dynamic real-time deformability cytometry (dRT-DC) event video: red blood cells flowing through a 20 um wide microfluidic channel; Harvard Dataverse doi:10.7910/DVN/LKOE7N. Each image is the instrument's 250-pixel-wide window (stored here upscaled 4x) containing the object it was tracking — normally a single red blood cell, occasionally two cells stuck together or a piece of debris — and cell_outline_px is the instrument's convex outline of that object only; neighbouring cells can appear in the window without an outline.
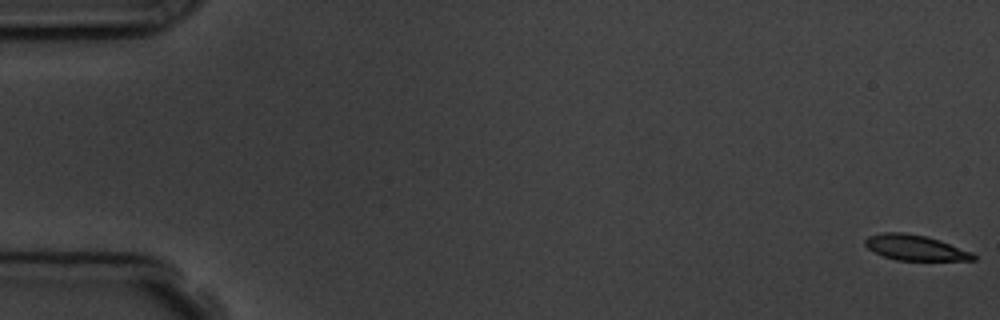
{"species": "common noctule bat (a hibernating species)", "species_latin": "Nyctalus noctula", "temperature_condition": "room temperature", "stored_images_in_passage": 5, "camera_frame_rate_fps": 3000, "um_per_image_px": 0.085, "animal": {"sex": "male", "body_mass_g": 19.5, "forearm_length_mm": 54.6}, "frame": {"image": 1, "passage_image": 1, "time_ms": 0.0, "image_size_px": [1000, 320], "cell_outline_px": [[976, 260], [896, 260], [884, 256], [868, 248], [864, 244], [864, 240], [868, 236], [884, 232], [904, 232], [924, 236], [940, 240], [972, 252], [976, 256]], "centroid_in_image_um": [77.79, 21.04], "position_along_channel_um": 7.2, "area_um2": 15.9}}